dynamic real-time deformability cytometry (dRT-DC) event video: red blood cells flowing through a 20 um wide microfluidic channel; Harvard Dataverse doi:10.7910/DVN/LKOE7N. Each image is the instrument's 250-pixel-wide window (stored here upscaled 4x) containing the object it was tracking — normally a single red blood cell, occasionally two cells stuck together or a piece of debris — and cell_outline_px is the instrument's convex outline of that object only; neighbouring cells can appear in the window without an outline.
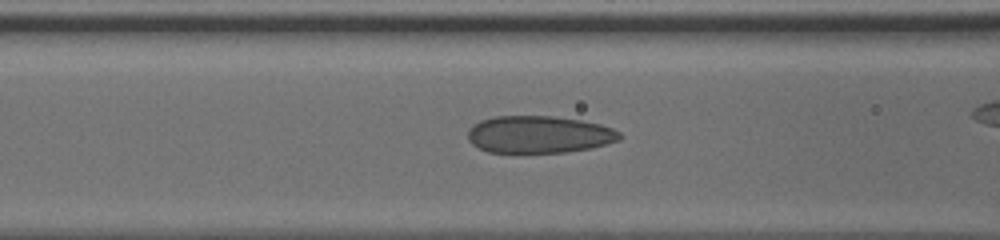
{"species": "human", "species_latin": "Homo sapiens", "temperature_condition": "cold", "stored_images_in_passage": 43, "camera_frame_rate_fps": 3000, "um_per_image_px": 0.085, "donor": {"sex": "male"}, "frame": {"image": 1, "passage_image": 22, "time_ms": 7.0, "image_size_px": [1000, 240], "cell_outline_px": [[620, 140], [592, 148], [564, 152], [488, 152], [472, 144], [468, 140], [468, 132], [480, 120], [496, 116], [552, 116], [580, 120], [600, 124], [612, 128], [620, 132]], "centroid_in_image_um": [45.83, 11.43], "position_along_channel_um": 120.8, "area_um2": 32.71}}
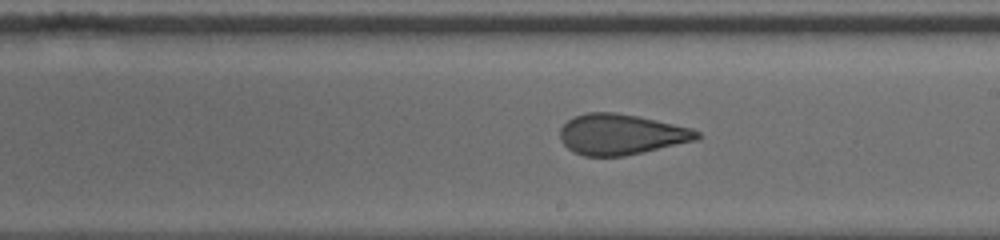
{"frame": {"image": 2, "passage_image": 31, "time_ms": 10.0, "image_size_px": [1000, 240], "cell_outline_px": [[700, 136], [696, 140], [624, 156], [584, 156], [572, 152], [560, 140], [560, 128], [568, 120], [576, 116], [588, 112], [616, 112], [636, 116], [692, 128], [700, 132]], "centroid_in_image_um": [52.76, 11.42], "position_along_channel_um": 236.2, "area_um2": 32.19}}
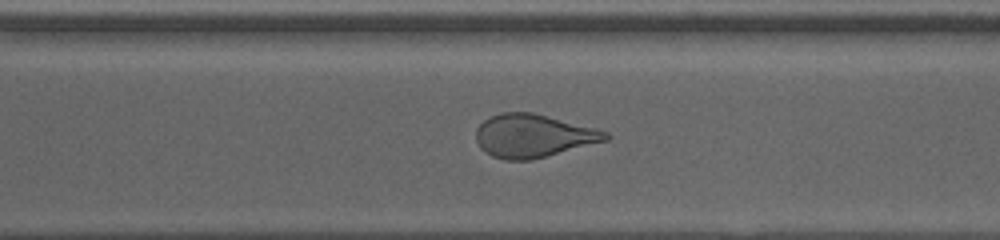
{"frame": {"image": 3, "passage_image": 38, "time_ms": 12.333, "image_size_px": [1000, 240], "cell_outline_px": [[612, 136], [608, 140], [532, 160], [504, 160], [492, 156], [484, 152], [480, 148], [476, 140], [476, 128], [488, 116], [500, 112], [532, 112], [608, 132]], "centroid_in_image_um": [45.28, 11.55], "position_along_channel_um": 325.3, "area_um2": 32.6}}